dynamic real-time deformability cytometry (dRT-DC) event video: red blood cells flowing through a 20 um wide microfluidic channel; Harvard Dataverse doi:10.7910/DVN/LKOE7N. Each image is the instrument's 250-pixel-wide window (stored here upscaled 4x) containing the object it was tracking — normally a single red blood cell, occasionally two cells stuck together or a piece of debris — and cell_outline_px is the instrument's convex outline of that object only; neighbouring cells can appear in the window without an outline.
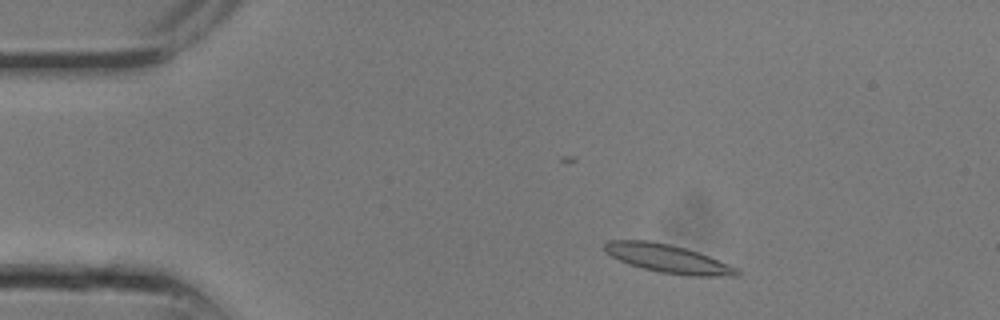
{"species": "common noctule bat (a hibernating species)", "species_latin": "Nyctalus noctula", "temperature_condition": "room temperature", "stored_images_in_passage": 6, "camera_frame_rate_fps": 3000, "um_per_image_px": 0.085, "animal": {"sex": "male", "body_mass_g": 13.3}, "frame": {"image": 1, "passage_image": 1, "time_ms": 0.0, "image_size_px": [1000, 320], "cell_outline_px": [[740, 276], [688, 276], [660, 272], [628, 264], [612, 256], [604, 248], [604, 244], [608, 240], [648, 240], [668, 244], [684, 248], [708, 256], [740, 268]], "centroid_in_image_um": [56.82, 21.99], "position_along_channel_um": 28.2, "area_um2": 21.68}}
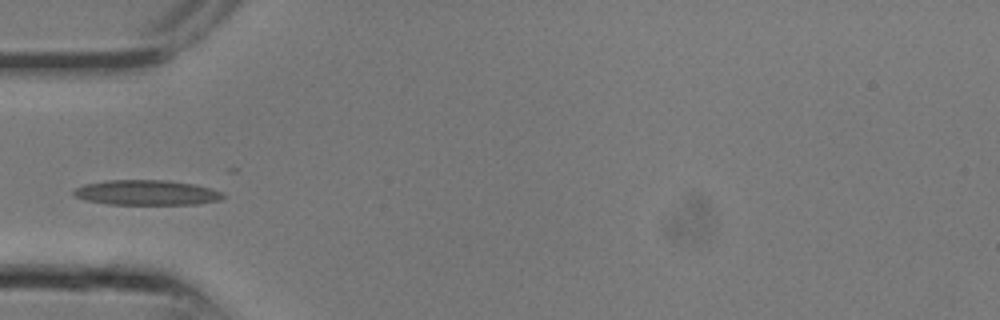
{"frame": {"image": 2, "passage_image": 5, "time_ms": 1.333, "image_size_px": [1000, 320], "cell_outline_px": [[224, 196], [220, 200], [196, 204], [108, 204], [84, 200], [72, 196], [72, 192], [76, 188], [84, 184], [108, 180], [168, 180], [196, 184], [212, 188], [220, 192]], "centroid_in_image_um": [12.43, 16.37], "position_along_channel_um": 72.6, "area_um2": 21.91}}